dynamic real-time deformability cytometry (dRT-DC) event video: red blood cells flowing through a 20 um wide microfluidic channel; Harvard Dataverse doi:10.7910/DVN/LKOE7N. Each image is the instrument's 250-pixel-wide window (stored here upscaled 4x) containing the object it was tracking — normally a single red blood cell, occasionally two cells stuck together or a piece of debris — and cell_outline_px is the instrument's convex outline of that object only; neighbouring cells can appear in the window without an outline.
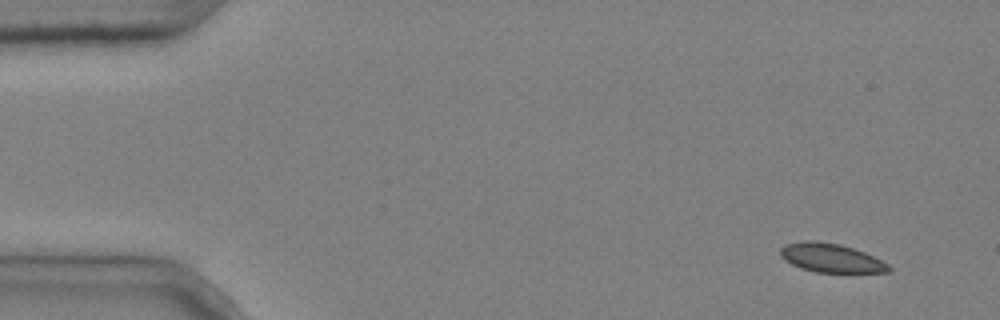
{"species": "common noctule bat (a hibernating species)", "species_latin": "Nyctalus noctula", "temperature_condition": "cold", "stored_images_in_passage": 5, "camera_frame_rate_fps": 3000, "um_per_image_px": 0.085, "animal": {"sex": "male", "body_mass_g": 20.4}, "frame": {"image": 1, "passage_image": 1, "time_ms": 0.0, "image_size_px": [1000, 320], "cell_outline_px": [[892, 272], [816, 272], [800, 268], [784, 260], [780, 256], [780, 248], [784, 244], [804, 240], [816, 240], [840, 244], [864, 252], [888, 264], [892, 268]], "centroid_in_image_um": [70.6, 21.91], "position_along_channel_um": 14.4, "area_um2": 18.26}}
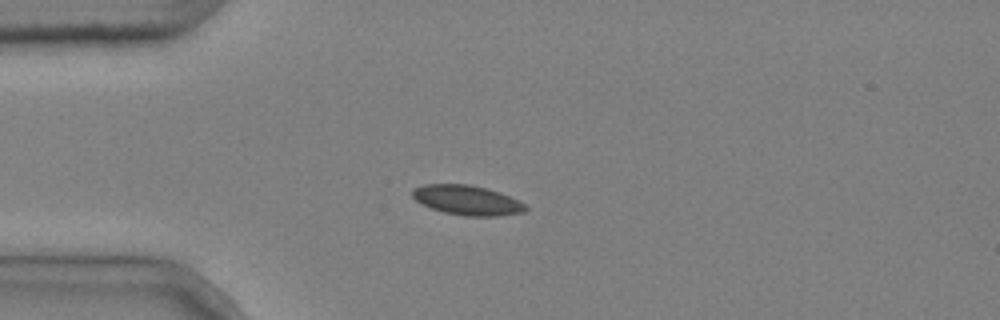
{"frame": {"image": 2, "passage_image": 3, "time_ms": 0.667, "image_size_px": [1000, 320], "cell_outline_px": [[528, 208], [524, 212], [500, 216], [464, 216], [444, 212], [420, 204], [412, 196], [412, 188], [424, 184], [468, 184], [500, 192], [520, 200]], "centroid_in_image_um": [39.7, 17.02], "position_along_channel_um": 45.3, "area_um2": 19.71}}
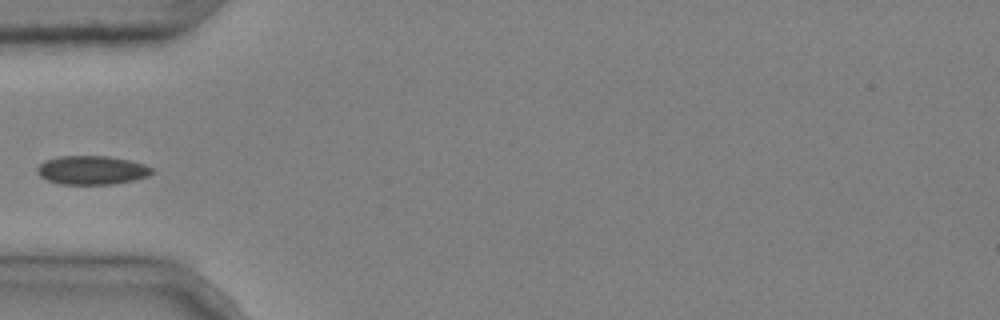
{"frame": {"image": 3, "passage_image": 4, "time_ms": 1.0, "image_size_px": [1000, 320], "cell_outline_px": [[156, 172], [148, 176], [132, 180], [112, 184], [60, 184], [48, 180], [40, 176], [36, 172], [36, 168], [44, 160], [56, 156], [108, 156], [128, 160], [144, 164], [152, 168]], "centroid_in_image_um": [7.79, 14.45], "position_along_channel_um": 77.2, "area_um2": 19.31}}